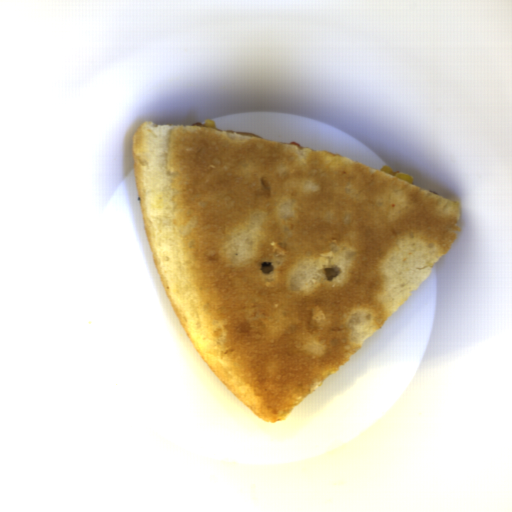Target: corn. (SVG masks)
<instances>
[{
    "mask_svg": "<svg viewBox=\"0 0 512 512\" xmlns=\"http://www.w3.org/2000/svg\"><path fill=\"white\" fill-rule=\"evenodd\" d=\"M379 170L388 173L402 181H405L409 184H413L415 182L413 175H410L402 170H393L391 166L383 165Z\"/></svg>",
    "mask_w": 512,
    "mask_h": 512,
    "instance_id": "obj_1",
    "label": "corn"
},
{
    "mask_svg": "<svg viewBox=\"0 0 512 512\" xmlns=\"http://www.w3.org/2000/svg\"><path fill=\"white\" fill-rule=\"evenodd\" d=\"M203 125L207 126V127H215L216 128V124H215V121L214 119H205L204 122H203Z\"/></svg>",
    "mask_w": 512,
    "mask_h": 512,
    "instance_id": "obj_2",
    "label": "corn"
}]
</instances>
